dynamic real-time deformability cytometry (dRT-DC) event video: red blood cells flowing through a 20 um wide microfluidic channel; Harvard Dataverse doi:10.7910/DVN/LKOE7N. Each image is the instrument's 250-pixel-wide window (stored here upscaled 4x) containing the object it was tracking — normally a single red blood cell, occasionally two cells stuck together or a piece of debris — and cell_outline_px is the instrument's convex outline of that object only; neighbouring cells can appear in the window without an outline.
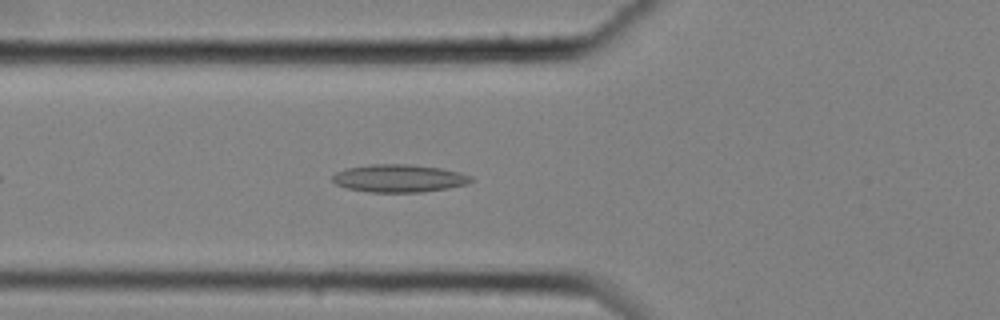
{"species": "common noctule bat (a hibernating species)", "species_latin": "Nyctalus noctula", "temperature_condition": "cold", "stored_images_in_passage": 43, "camera_frame_rate_fps": 3000, "um_per_image_px": 0.085, "animal": {"sex": "female", "body_mass_g": 25.1}, "frame": {"image": 1, "passage_image": 7, "time_ms": 2.0, "image_size_px": [1000, 320], "cell_outline_px": [[476, 180], [468, 184], [448, 188], [420, 192], [368, 192], [348, 188], [336, 184], [332, 180], [332, 176], [336, 172], [348, 168], [368, 164], [408, 164], [440, 168], [460, 172], [472, 176]], "centroid_in_image_um": [33.95, 15.15], "position_along_channel_um": 91.8, "area_um2": 22.48}}
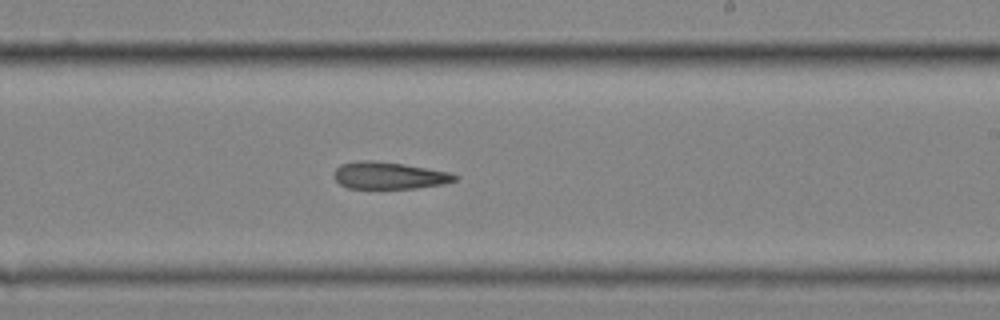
{"frame": {"image": 2, "passage_image": 21, "time_ms": 6.667, "image_size_px": [1000, 320], "cell_outline_px": [[460, 176], [456, 180], [444, 184], [416, 188], [348, 188], [340, 184], [332, 176], [336, 168], [340, 164], [360, 160], [368, 160], [404, 164], [448, 172]], "centroid_in_image_um": [33.05, 14.92], "position_along_channel_um": 255.9, "area_um2": 19.02}}
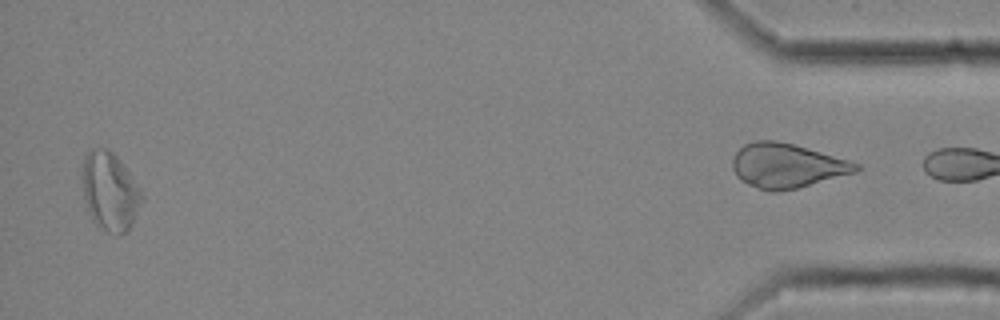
{"frame": {"image": 3, "passage_image": 42, "time_ms": 13.667, "image_size_px": [1000, 320], "cell_outline_px": [[144, 200], [128, 232], [120, 236], [116, 236], [108, 232], [96, 224], [92, 220], [84, 200], [84, 156], [92, 148], [108, 148], [116, 156], [132, 176], [144, 192]], "centroid_in_image_um": [9.4, 16.32], "position_along_channel_um": 425.8, "area_um2": 27.34}}